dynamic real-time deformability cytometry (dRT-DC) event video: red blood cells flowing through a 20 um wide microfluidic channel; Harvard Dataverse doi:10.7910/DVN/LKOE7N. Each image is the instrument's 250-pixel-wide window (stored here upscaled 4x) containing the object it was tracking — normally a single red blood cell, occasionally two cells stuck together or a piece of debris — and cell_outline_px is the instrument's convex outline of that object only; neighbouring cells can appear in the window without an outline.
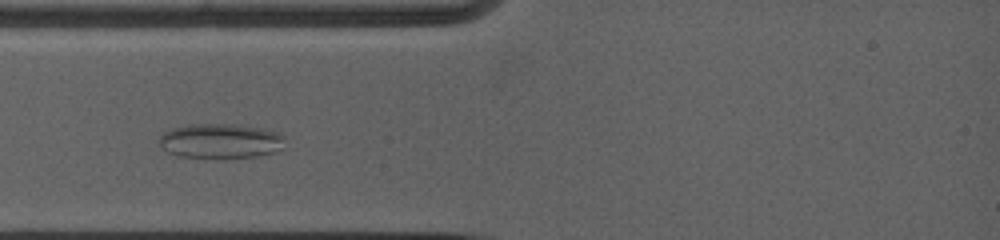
{"species": "common noctule bat (a hibernating species)", "species_latin": "Nyctalus noctula", "temperature_condition": "warm", "stored_images_in_passage": 15, "camera_frame_rate_fps": 5000, "um_per_image_px": 0.085, "animal": {"sex": "female", "body_mass_g": 19.0, "forearm_length_mm": 53.3}, "frame": {"image": 1, "passage_image": 4, "time_ms": 2.2, "image_size_px": [1000, 240], "cell_outline_px": [[284, 148], [272, 152], [256, 156], [180, 156], [168, 152], [160, 148], [156, 144], [156, 140], [164, 132], [172, 128], [192, 124], [240, 124], [264, 128], [280, 132], [284, 136]], "centroid_in_image_um": [18.73, 11.94], "position_along_channel_um": 66.3, "area_um2": 25.37}}
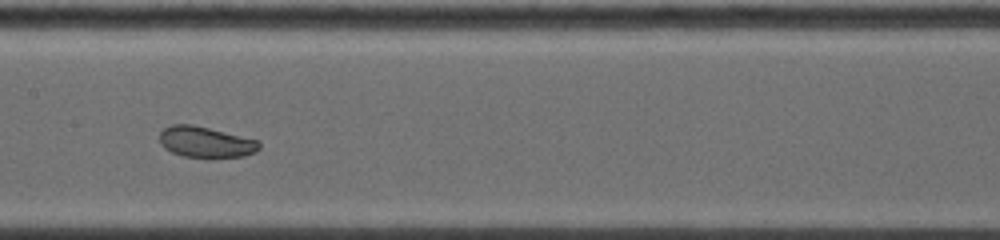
{"frame": {"image": 2, "passage_image": 11, "time_ms": 5.4, "image_size_px": [1000, 240], "cell_outline_px": [[260, 148], [256, 152], [244, 156], [184, 156], [172, 152], [164, 148], [160, 144], [160, 132], [164, 128], [172, 124], [192, 124], [260, 140]], "centroid_in_image_um": [17.49, 12.05], "position_along_channel_um": 189.9, "area_um2": 17.74}}
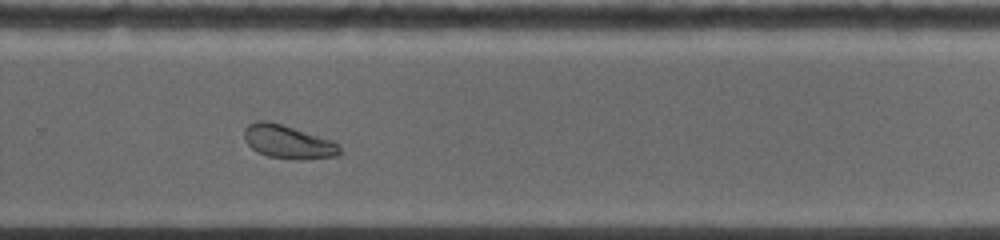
{"frame": {"image": 3, "passage_image": 14, "time_ms": 8.4, "image_size_px": [1000, 240], "cell_outline_px": [[340, 156], [268, 156], [252, 148], [244, 140], [244, 128], [248, 124], [256, 120], [268, 120], [332, 140], [340, 148]], "centroid_in_image_um": [24.39, 11.97], "position_along_channel_um": 305.4, "area_um2": 17.51}}